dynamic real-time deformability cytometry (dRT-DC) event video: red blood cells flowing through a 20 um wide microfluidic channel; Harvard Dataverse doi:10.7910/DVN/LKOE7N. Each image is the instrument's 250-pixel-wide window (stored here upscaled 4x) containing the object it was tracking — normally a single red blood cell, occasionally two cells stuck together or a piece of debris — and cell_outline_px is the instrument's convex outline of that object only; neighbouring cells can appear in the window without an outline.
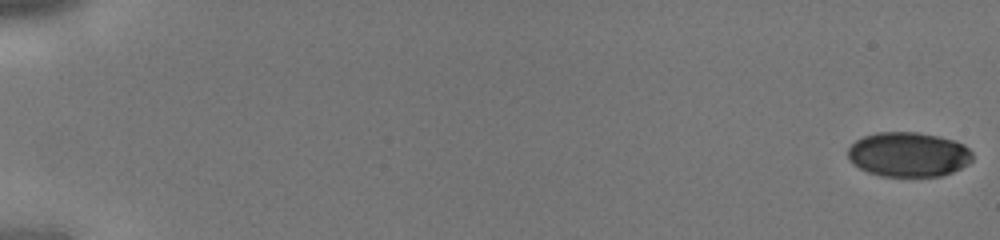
{"species": "human", "species_latin": "Homo sapiens", "temperature_condition": "cold", "stored_images_in_passage": 44, "camera_frame_rate_fps": 3000, "um_per_image_px": 0.085, "donor": {"sex": "male"}, "frame": {"image": 1, "passage_image": 1, "time_ms": 0.0, "image_size_px": [1000, 240], "cell_outline_px": [[972, 160], [968, 164], [952, 172], [940, 176], [880, 176], [868, 172], [860, 168], [848, 156], [848, 148], [856, 140], [864, 136], [876, 132], [916, 132], [936, 136], [952, 140], [964, 144], [972, 152]], "centroid_in_image_um": [77.23, 13.13], "position_along_channel_um": 7.8, "area_um2": 32.19}}
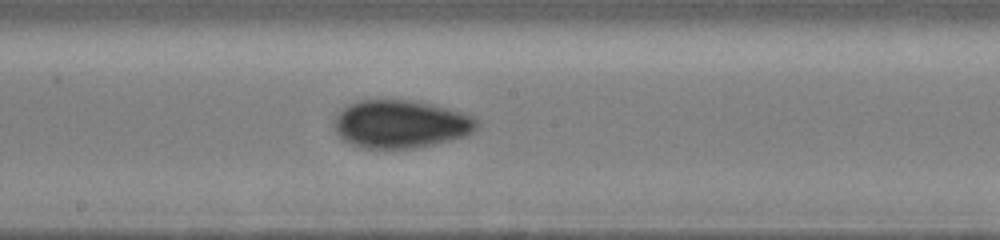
{"frame": {"image": 2, "passage_image": 26, "time_ms": 8.333, "image_size_px": [1000, 240], "cell_outline_px": [[480, 124], [468, 136], [432, 144], [412, 148], [360, 148], [344, 140], [332, 128], [336, 112], [348, 104], [356, 100], [412, 100], [432, 104], [448, 108], [476, 116], [480, 120]], "centroid_in_image_um": [34.06, 10.53], "position_along_channel_um": 214.1, "area_um2": 40.4}}
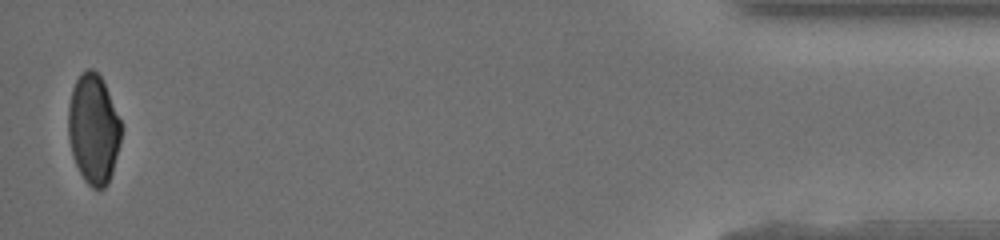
{"frame": {"image": 3, "passage_image": 44, "time_ms": 14.333, "image_size_px": [1000, 240], "cell_outline_px": [[120, 144], [112, 172], [104, 188], [92, 188], [84, 180], [72, 156], [68, 136], [68, 108], [72, 88], [80, 72], [88, 68], [92, 68], [100, 76], [104, 84], [120, 120]], "centroid_in_image_um": [7.91, 10.96], "position_along_channel_um": 427.3, "area_um2": 33.52}}